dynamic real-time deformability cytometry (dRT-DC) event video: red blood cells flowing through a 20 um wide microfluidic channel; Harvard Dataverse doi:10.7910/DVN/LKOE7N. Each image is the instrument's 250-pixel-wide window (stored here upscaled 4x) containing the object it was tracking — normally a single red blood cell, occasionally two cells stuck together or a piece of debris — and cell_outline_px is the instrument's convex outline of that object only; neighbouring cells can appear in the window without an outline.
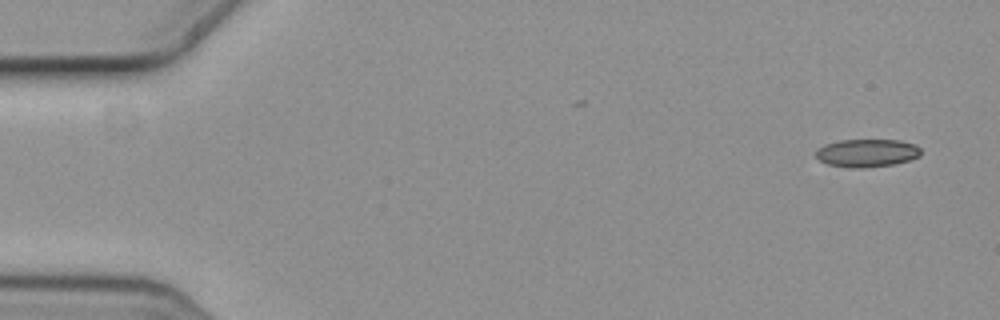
{"species": "common noctule bat (a hibernating species)", "species_latin": "Nyctalus noctula", "temperature_condition": "cold", "stored_images_in_passage": 7, "camera_frame_rate_fps": 3000, "um_per_image_px": 0.085, "animal": {"sex": "female", "body_mass_g": 19.3, "forearm_length_mm": 54.1}, "frame": {"image": 1, "passage_image": 1, "time_ms": 0.0, "image_size_px": [1000, 320], "cell_outline_px": [[920, 156], [896, 164], [864, 168], [848, 168], [828, 164], [820, 160], [816, 156], [816, 148], [824, 144], [840, 140], [900, 140], [916, 144], [920, 148]], "centroid_in_image_um": [73.68, 13.0], "position_along_channel_um": 11.3, "area_um2": 17.28}}
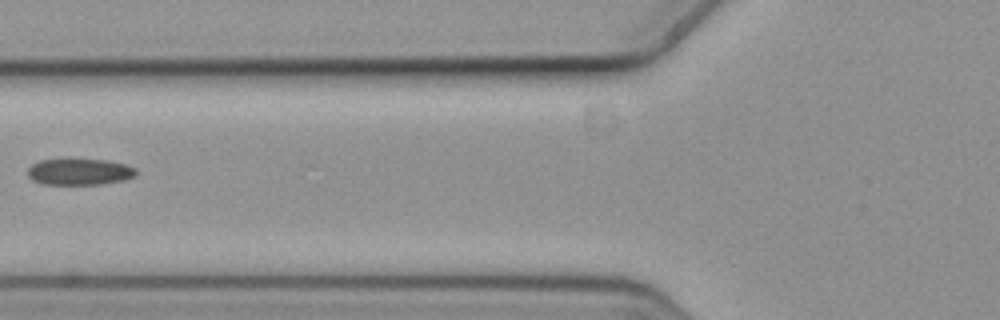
{"frame": {"image": 2, "passage_image": 6, "time_ms": 1.667, "image_size_px": [1000, 320], "cell_outline_px": [[136, 176], [124, 180], [100, 184], [40, 184], [32, 180], [28, 176], [28, 168], [32, 164], [40, 160], [68, 156], [72, 156], [108, 160], [124, 164], [136, 168]], "centroid_in_image_um": [6.72, 14.55], "position_along_channel_um": 119.1, "area_um2": 17.57}}
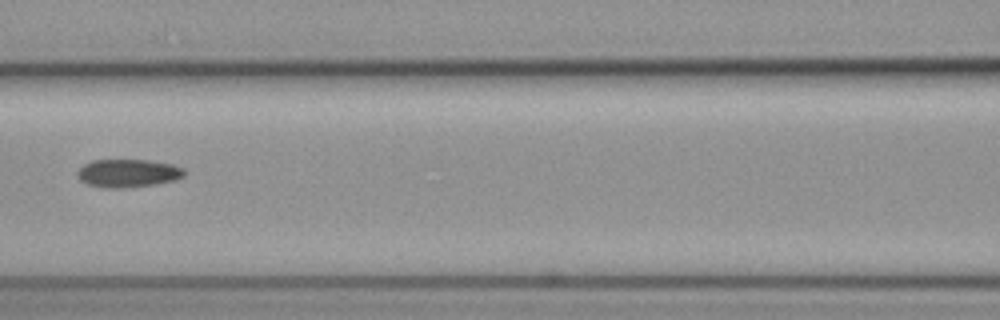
{"frame": {"image": 3, "passage_image": 7, "time_ms": 2.0, "image_size_px": [1000, 320], "cell_outline_px": [[184, 176], [176, 180], [156, 184], [124, 188], [100, 188], [88, 184], [80, 180], [76, 176], [76, 172], [84, 164], [92, 160], [148, 160], [172, 164], [184, 168]], "centroid_in_image_um": [10.86, 14.73], "position_along_channel_um": 155.7, "area_um2": 17.69}}